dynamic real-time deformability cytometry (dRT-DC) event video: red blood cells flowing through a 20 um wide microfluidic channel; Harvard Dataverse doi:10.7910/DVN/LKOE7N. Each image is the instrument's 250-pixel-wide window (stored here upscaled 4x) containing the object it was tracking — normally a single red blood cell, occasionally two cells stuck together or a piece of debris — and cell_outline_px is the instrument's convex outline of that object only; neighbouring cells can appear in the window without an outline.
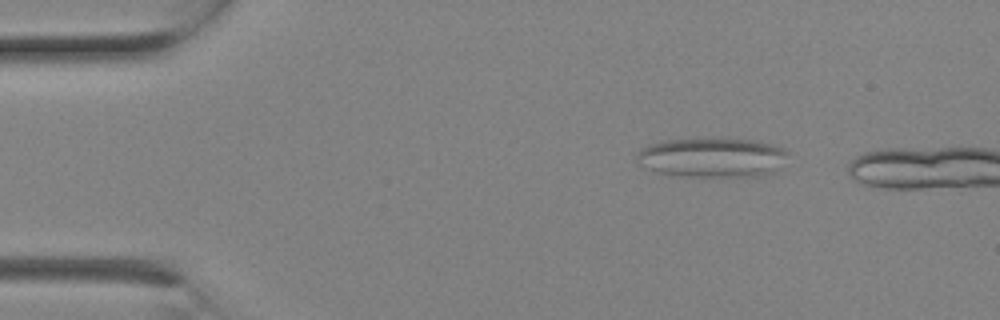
{"species": "Egyptian fruit bat (a non-hibernating species)", "species_latin": "Rousettus aegyptiacus", "temperature_condition": "room temperature", "stored_images_in_passage": 4, "camera_frame_rate_fps": 3000, "um_per_image_px": 0.085, "animal": {"sex": "female"}, "frame": {"image": 1, "passage_image": 4, "time_ms": 1.0, "image_size_px": [1000, 320], "cell_outline_px": [[788, 152], [776, 172], [764, 176], [684, 176], [656, 172], [636, 164], [636, 156], [640, 148], [648, 144], [664, 140], [752, 140], [772, 144], [784, 148]], "centroid_in_image_um": [60.5, 13.41], "position_along_channel_um": 24.5, "area_um2": 34.56}}